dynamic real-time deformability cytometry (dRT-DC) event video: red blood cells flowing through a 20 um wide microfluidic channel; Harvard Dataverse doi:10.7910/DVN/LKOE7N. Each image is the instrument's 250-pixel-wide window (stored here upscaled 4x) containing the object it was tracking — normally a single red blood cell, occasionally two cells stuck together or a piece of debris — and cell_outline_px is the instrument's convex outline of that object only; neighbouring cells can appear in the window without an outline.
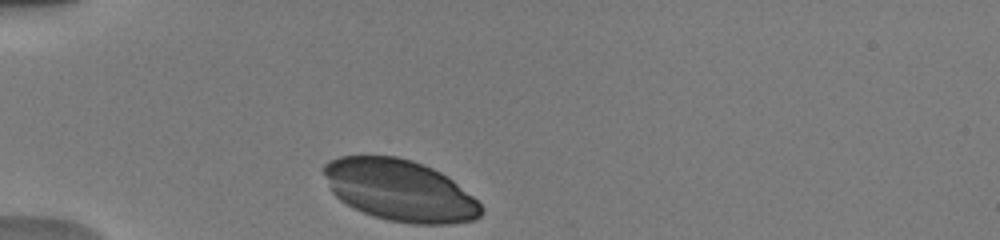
{"species": "human", "species_latin": "Homo sapiens", "temperature_condition": "warm", "stored_images_in_passage": 11, "camera_frame_rate_fps": 3000, "um_per_image_px": 0.085, "donor": {"sex": "male"}, "frame": {"image": 1, "passage_image": 1, "time_ms": 0.0, "image_size_px": [1000, 240], "cell_outline_px": [[484, 212], [476, 220], [452, 224], [412, 224], [388, 220], [372, 216], [340, 200], [332, 192], [324, 172], [324, 164], [328, 160], [340, 156], [396, 156], [412, 160], [424, 164], [440, 172], [452, 180], [472, 196], [484, 208]], "centroid_in_image_um": [34.01, 16.19], "position_along_channel_um": 51.0, "area_um2": 56.18}}